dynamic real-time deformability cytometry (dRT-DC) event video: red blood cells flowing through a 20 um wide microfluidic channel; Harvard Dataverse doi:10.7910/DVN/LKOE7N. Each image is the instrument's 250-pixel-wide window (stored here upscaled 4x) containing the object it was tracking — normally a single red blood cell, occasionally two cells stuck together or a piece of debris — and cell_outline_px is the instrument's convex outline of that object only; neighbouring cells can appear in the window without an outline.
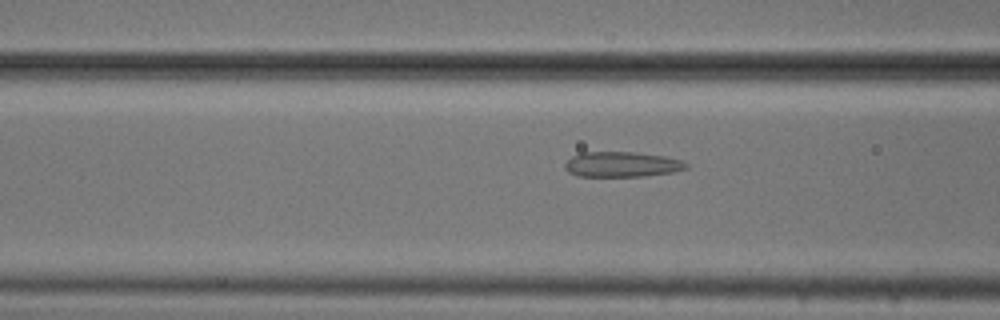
{"species": "common noctule bat (a hibernating species)", "species_latin": "Nyctalus noctula", "temperature_condition": "cold", "stored_images_in_passage": 44, "camera_frame_rate_fps": 3000, "um_per_image_px": 0.085, "animal": {"sex": "male", "body_mass_g": 20.5, "forearm_length_mm": 52.5}, "frame": {"image": 1, "passage_image": 11, "time_ms": 3.333, "image_size_px": [1000, 320], "cell_outline_px": [[688, 168], [672, 172], [644, 176], [576, 176], [568, 172], [564, 168], [564, 164], [572, 156], [580, 152], [636, 152], [664, 156], [684, 160], [688, 164]], "centroid_in_image_um": [52.86, 13.97], "position_along_channel_um": 113.7, "area_um2": 17.98}}
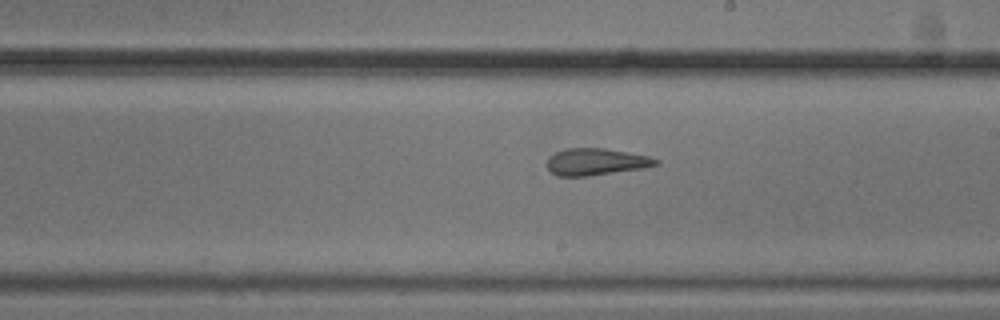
{"frame": {"image": 2, "passage_image": 21, "time_ms": 6.667, "image_size_px": [1000, 320], "cell_outline_px": [[660, 164], [644, 168], [588, 176], [556, 176], [548, 168], [548, 156], [556, 152], [568, 148], [604, 148], [628, 152], [648, 156], [660, 160]], "centroid_in_image_um": [50.68, 13.75], "position_along_channel_um": 238.3, "area_um2": 17.05}}
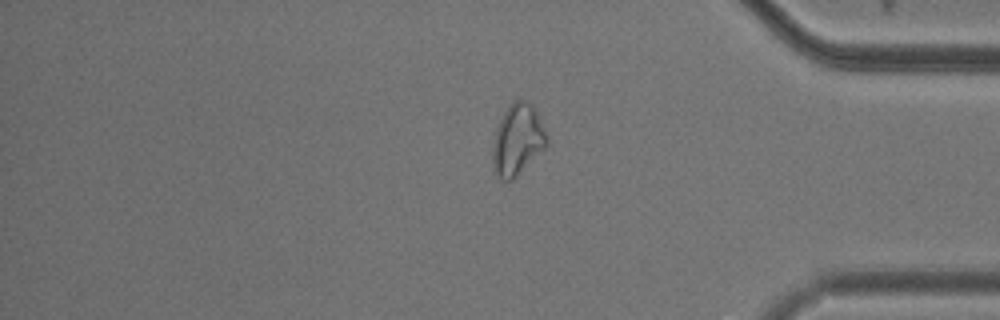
{"frame": {"image": 3, "passage_image": 35, "time_ms": 11.333, "image_size_px": [1000, 320], "cell_outline_px": [[548, 144], [512, 180], [504, 180], [496, 172], [492, 164], [492, 144], [496, 128], [508, 104], [512, 100], [520, 96], [528, 100], [532, 104], [544, 128], [548, 140]], "centroid_in_image_um": [43.98, 11.8], "position_along_channel_um": 391.2, "area_um2": 22.43}, "authors_computed_cell_mechanics": {"area_um2": 18.6983, "velocity_mm_per_s": 3.7286, "shape_relaxation_time_tau1_ms": null, "shape_relaxation_time_tau2_ms": 2.7073, "deformation_change_tau1": null, "deformation_change_tau2": 0.1121}}